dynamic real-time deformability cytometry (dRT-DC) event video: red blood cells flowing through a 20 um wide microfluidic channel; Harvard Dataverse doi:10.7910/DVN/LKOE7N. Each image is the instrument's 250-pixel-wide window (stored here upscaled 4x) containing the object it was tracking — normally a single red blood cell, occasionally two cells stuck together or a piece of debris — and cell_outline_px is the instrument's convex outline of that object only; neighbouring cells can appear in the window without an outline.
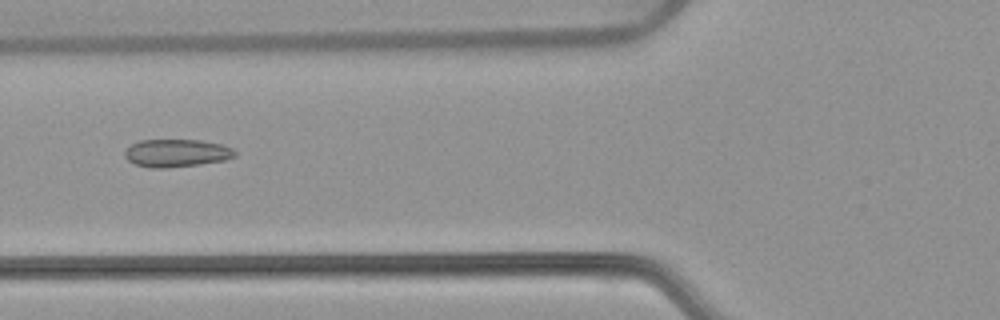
{"species": "common noctule bat (a hibernating species)", "species_latin": "Nyctalus noctula", "temperature_condition": "warm", "stored_images_in_passage": 54, "camera_frame_rate_fps": 3000, "um_per_image_px": 0.085, "animal": {"sex": "female", "body_mass_g": 22.7, "forearm_length_mm": 54.2}, "frame": {"image": 1, "passage_image": 21, "time_ms": 6.667, "image_size_px": [1000, 320], "cell_outline_px": [[236, 156], [224, 160], [200, 164], [168, 168], [148, 168], [136, 164], [128, 160], [124, 156], [124, 152], [132, 144], [140, 140], [200, 140], [224, 144], [232, 148], [236, 152]], "centroid_in_image_um": [15.02, 13.01], "position_along_channel_um": 110.8, "area_um2": 17.92}}
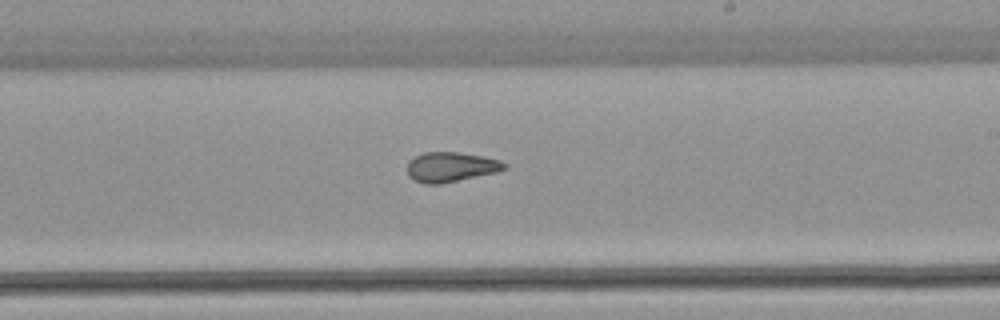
{"frame": {"image": 2, "passage_image": 32, "time_ms": 10.333, "image_size_px": [1000, 320], "cell_outline_px": [[508, 168], [496, 172], [440, 184], [424, 184], [408, 176], [408, 160], [424, 152], [456, 152], [484, 156], [500, 160], [508, 164]], "centroid_in_image_um": [38.34, 14.19], "position_along_channel_um": 250.7, "area_um2": 16.88}}
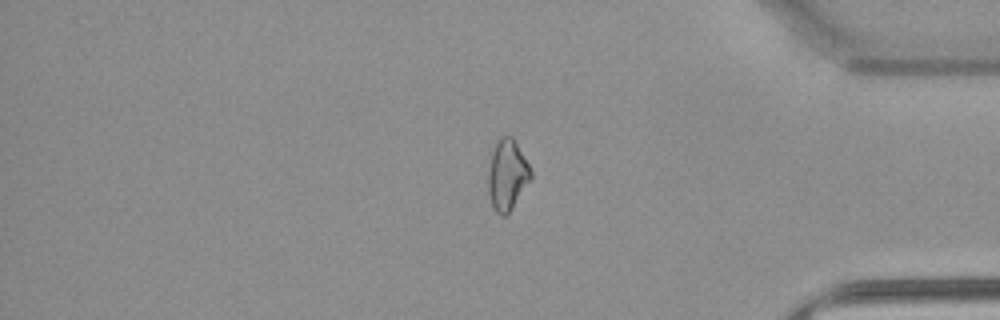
{"frame": {"image": 3, "passage_image": 45, "time_ms": 14.667, "image_size_px": [1000, 320], "cell_outline_px": [[532, 176], [512, 208], [504, 216], [500, 216], [492, 208], [488, 192], [488, 172], [492, 152], [500, 136], [512, 136], [528, 164], [532, 172]], "centroid_in_image_um": [43.09, 14.89], "position_along_channel_um": 392.1, "area_um2": 17.28}, "authors_computed_cell_mechanics": {"area_um2": 18.5538, "velocity_mm_per_s": 3.8243, "shape_relaxation_time_tau1_ms": null, "shape_relaxation_time_tau2_ms": 1.4044, "deformation_change_tau1": null, "deformation_change_tau2": 0.071}}